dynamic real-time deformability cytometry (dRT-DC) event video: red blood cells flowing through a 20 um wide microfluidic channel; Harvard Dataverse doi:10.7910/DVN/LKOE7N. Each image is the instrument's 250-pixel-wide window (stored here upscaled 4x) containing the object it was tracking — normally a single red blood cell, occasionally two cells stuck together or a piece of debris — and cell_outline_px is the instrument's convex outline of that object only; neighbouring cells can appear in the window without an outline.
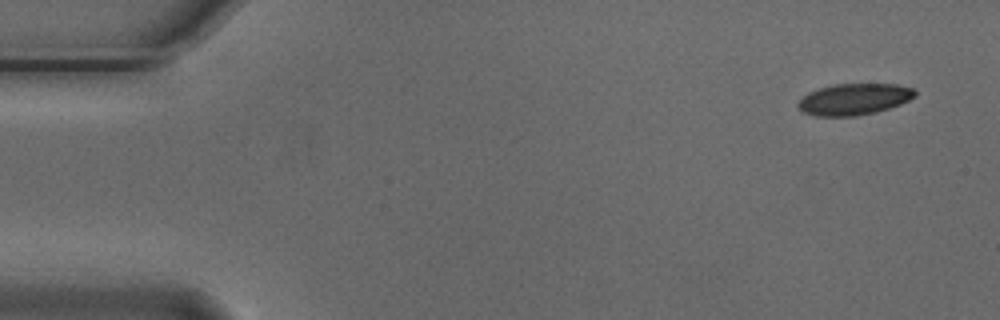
{"species": "Egyptian fruit bat (a non-hibernating species)", "species_latin": "Rousettus aegyptiacus", "temperature_condition": "cold", "stored_images_in_passage": 4, "camera_frame_rate_fps": 3000, "um_per_image_px": 0.085, "animal": {"sex": "male"}, "frame": {"image": 1, "passage_image": 1, "time_ms": 0.0, "image_size_px": [1000, 320], "cell_outline_px": [[916, 96], [900, 104], [876, 112], [856, 116], [816, 116], [800, 112], [796, 104], [808, 92], [832, 84], [896, 84], [912, 88], [916, 92]], "centroid_in_image_um": [72.56, 8.44], "position_along_channel_um": 12.4, "area_um2": 21.44}}
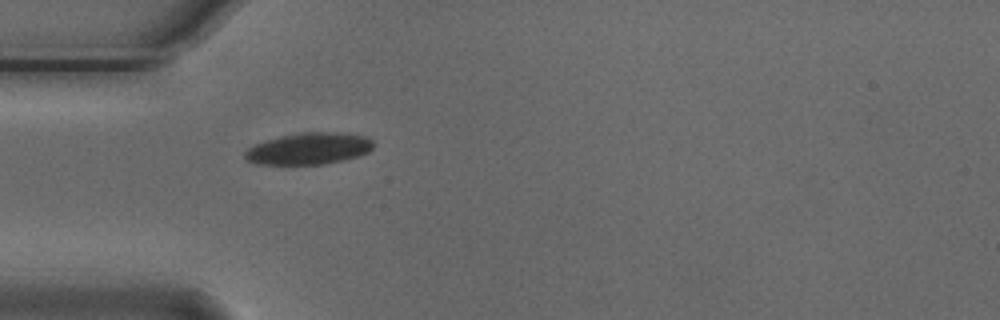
{"frame": {"image": 2, "passage_image": 4, "time_ms": 1.0, "image_size_px": [1000, 320], "cell_outline_px": [[372, 148], [368, 152], [344, 160], [324, 164], [256, 164], [248, 160], [244, 156], [244, 152], [248, 148], [264, 140], [280, 136], [304, 132], [336, 132], [368, 136], [372, 140]], "centroid_in_image_um": [26.25, 12.62], "position_along_channel_um": 58.8, "area_um2": 23.64}}